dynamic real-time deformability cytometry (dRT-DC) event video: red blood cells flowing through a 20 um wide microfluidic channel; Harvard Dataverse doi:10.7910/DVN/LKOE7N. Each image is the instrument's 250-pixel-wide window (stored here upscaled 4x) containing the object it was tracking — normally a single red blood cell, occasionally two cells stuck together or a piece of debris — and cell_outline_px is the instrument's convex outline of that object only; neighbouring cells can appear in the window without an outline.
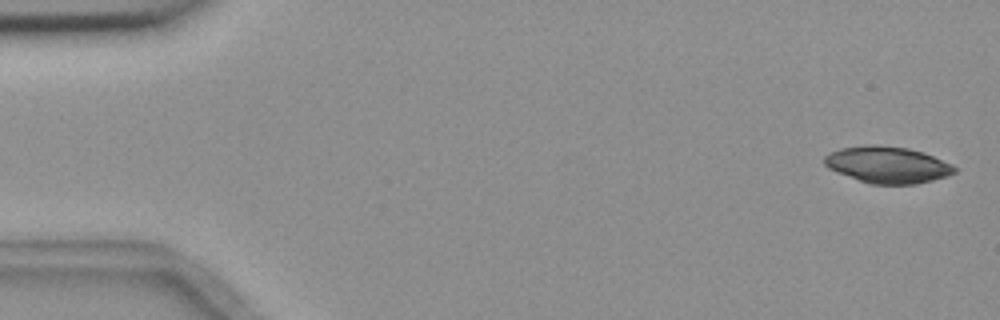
{"species": "common noctule bat (a hibernating species)", "species_latin": "Nyctalus noctula", "temperature_condition": "room temperature", "stored_images_in_passage": 6, "camera_frame_rate_fps": 3000, "um_per_image_px": 0.085, "animal": {"sex": "female", "body_mass_g": 18.4}, "frame": {"image": 1, "passage_image": 1, "time_ms": 0.0, "image_size_px": [1000, 320], "cell_outline_px": [[956, 172], [948, 176], [916, 184], [872, 184], [836, 172], [828, 168], [824, 164], [824, 156], [840, 148], [864, 144], [876, 144], [908, 148], [924, 152], [952, 164], [956, 168]], "centroid_in_image_um": [75.44, 13.99], "position_along_channel_um": 9.6, "area_um2": 27.86}}
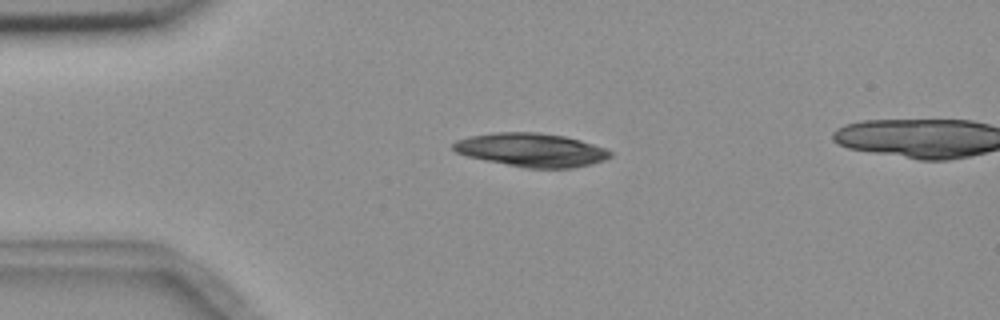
{"frame": {"image": 2, "passage_image": 4, "time_ms": 3.667, "image_size_px": [1000, 320], "cell_outline_px": [[612, 156], [604, 160], [572, 168], [528, 168], [468, 156], [456, 152], [452, 148], [452, 144], [456, 140], [472, 136], [492, 132], [536, 132], [564, 136], [580, 140], [604, 148], [612, 152]], "centroid_in_image_um": [45.17, 12.73], "position_along_channel_um": 39.8, "area_um2": 30.29}}